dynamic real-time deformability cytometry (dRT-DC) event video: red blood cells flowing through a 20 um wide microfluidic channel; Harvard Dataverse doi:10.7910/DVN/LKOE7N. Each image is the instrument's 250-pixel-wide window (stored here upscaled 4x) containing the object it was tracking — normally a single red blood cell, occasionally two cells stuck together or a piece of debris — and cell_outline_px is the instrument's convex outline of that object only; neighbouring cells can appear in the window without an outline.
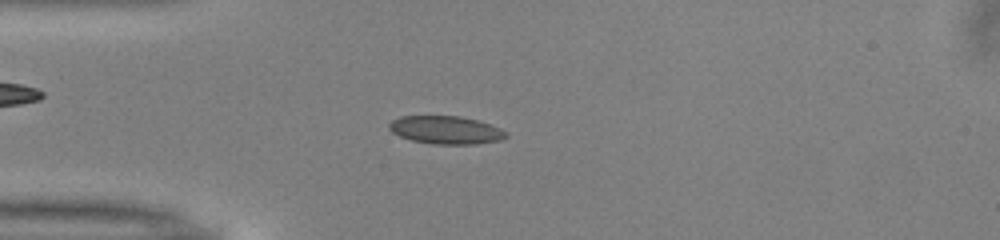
{"species": "common noctule bat (a hibernating species)", "species_latin": "Nyctalus noctula", "temperature_condition": "warm", "stored_images_in_passage": 50, "camera_frame_rate_fps": 3000, "um_per_image_px": 0.085, "animal": {"sex": "male", "body_mass_g": 13.0, "forearm_length_mm": 53.1}, "frame": {"image": 1, "passage_image": 13, "time_ms": 4.0, "image_size_px": [1000, 240], "cell_outline_px": [[508, 136], [500, 140], [476, 144], [436, 144], [412, 140], [400, 136], [392, 132], [388, 128], [388, 124], [392, 120], [400, 116], [460, 116], [476, 120], [500, 128], [508, 132]], "centroid_in_image_um": [37.89, 11.05], "position_along_channel_um": 47.1, "area_um2": 19.02}}
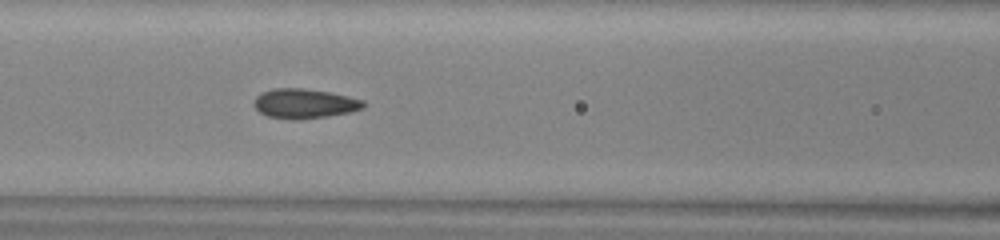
{"frame": {"image": 2, "passage_image": 21, "time_ms": 6.667, "image_size_px": [1000, 240], "cell_outline_px": [[364, 108], [348, 112], [328, 116], [300, 120], [296, 120], [268, 116], [260, 112], [252, 104], [256, 96], [264, 92], [276, 88], [300, 88], [328, 92], [348, 96], [364, 100]], "centroid_in_image_um": [25.87, 8.81], "position_along_channel_um": 140.7, "area_um2": 18.73}}
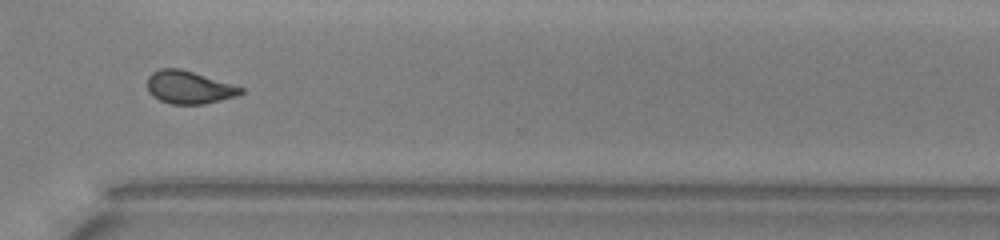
{"frame": {"image": 3, "passage_image": 37, "time_ms": 12.0, "image_size_px": [1000, 240], "cell_outline_px": [[244, 92], [236, 96], [204, 104], [172, 104], [160, 100], [152, 96], [148, 92], [148, 76], [152, 72], [160, 68], [180, 68], [232, 84], [244, 88]], "centroid_in_image_um": [16.04, 7.42], "position_along_channel_um": 354.6, "area_um2": 17.8}, "authors_computed_cell_mechanics": {"area_um2": 18.4671, "velocity_mm_per_s": 4.0046, "shape_relaxation_time_tau1_ms": 7.9478, "shape_relaxation_time_tau2_ms": 1.2156, "deformation_change_tau1": 0.1625, "deformation_change_tau2": 0.0541}}